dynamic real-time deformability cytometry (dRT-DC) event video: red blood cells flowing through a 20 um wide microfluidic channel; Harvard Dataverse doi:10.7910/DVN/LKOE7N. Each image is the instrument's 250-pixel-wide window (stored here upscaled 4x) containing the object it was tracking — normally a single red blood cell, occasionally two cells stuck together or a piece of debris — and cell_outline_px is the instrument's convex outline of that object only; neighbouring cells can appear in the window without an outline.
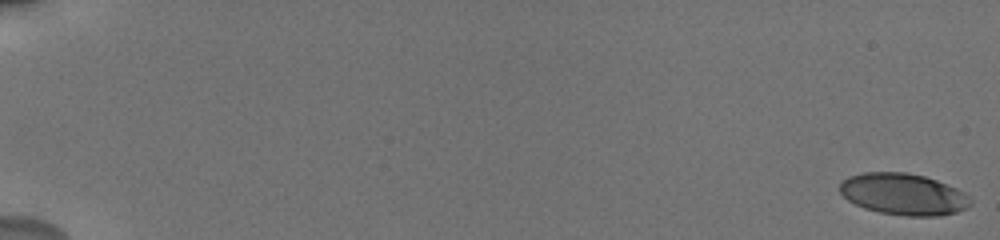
{"species": "human", "species_latin": "Homo sapiens", "temperature_condition": "cold", "stored_images_in_passage": 53, "camera_frame_rate_fps": 3000, "um_per_image_px": 0.085, "donor": {"sex": "male"}, "frame": {"image": 1, "passage_image": 1, "time_ms": 0.0, "image_size_px": [1000, 240], "cell_outline_px": [[972, 204], [968, 208], [956, 212], [940, 216], [904, 216], [880, 212], [864, 208], [848, 200], [840, 192], [840, 180], [848, 176], [864, 172], [904, 172], [924, 176], [936, 180], [956, 188], [964, 192], [972, 200]], "centroid_in_image_um": [76.79, 16.51], "position_along_channel_um": 8.2, "area_um2": 31.79}}
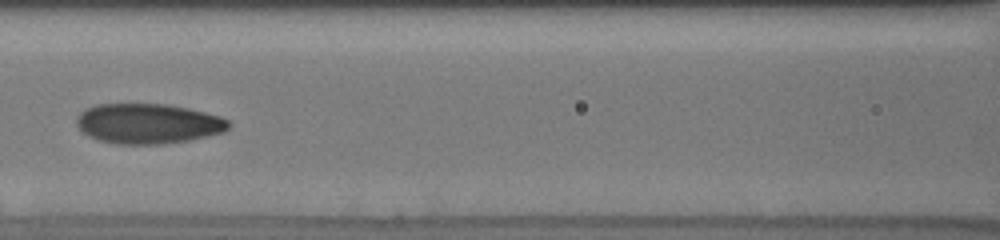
{"frame": {"image": 2, "passage_image": 25, "time_ms": 9.333, "image_size_px": [1000, 240], "cell_outline_px": [[232, 124], [224, 132], [188, 140], [164, 144], [116, 144], [100, 140], [88, 136], [76, 124], [76, 116], [84, 108], [96, 104], [168, 104], [188, 108], [220, 116], [228, 120]], "centroid_in_image_um": [12.57, 10.5], "position_along_channel_um": 154.0, "area_um2": 35.66}}
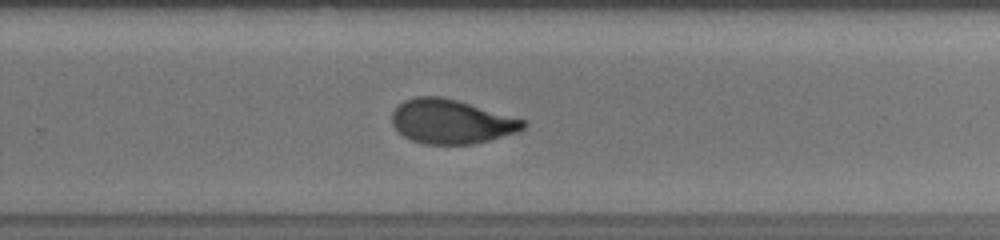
{"frame": {"image": 3, "passage_image": 36, "time_ms": 13.0, "image_size_px": [1000, 240], "cell_outline_px": [[528, 124], [524, 128], [516, 132], [488, 140], [472, 144], [424, 144], [412, 140], [404, 136], [392, 124], [392, 112], [404, 100], [416, 96], [440, 96], [456, 100], [524, 120]], "centroid_in_image_um": [38.33, 10.33], "position_along_channel_um": 291.5, "area_um2": 33.35}, "authors_computed_cell_mechanics": {"area_um2": 33.5818, "velocity_mm_per_s": 3.765, "shape_relaxation_time_tau1_ms": 4.969, "shape_relaxation_time_tau2_ms": 1.2409, "deformation_change_tau1": 0.1686, "deformation_change_tau2": 0.067}}